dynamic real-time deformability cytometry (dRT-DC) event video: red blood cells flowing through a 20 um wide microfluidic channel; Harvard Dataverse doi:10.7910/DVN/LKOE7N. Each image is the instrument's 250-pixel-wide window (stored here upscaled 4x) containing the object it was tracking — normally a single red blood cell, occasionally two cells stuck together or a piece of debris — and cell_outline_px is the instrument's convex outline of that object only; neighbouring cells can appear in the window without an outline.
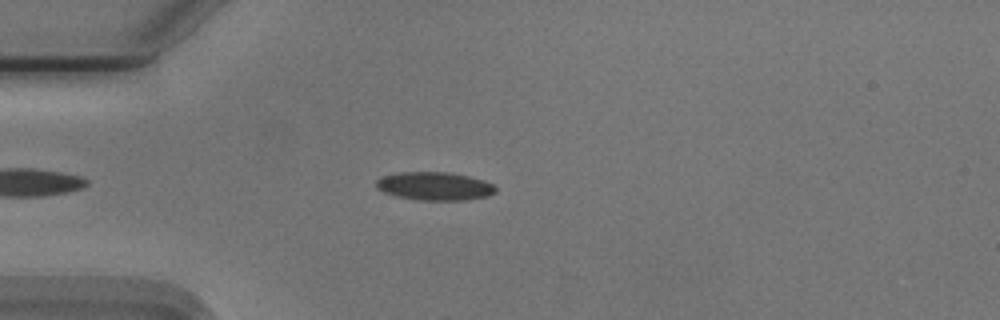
{"species": "Egyptian fruit bat (a non-hibernating species)", "species_latin": "Rousettus aegyptiacus", "temperature_condition": "cold", "stored_images_in_passage": 15, "camera_frame_rate_fps": 3000, "um_per_image_px": 0.085, "animal": {"sex": "male"}, "frame": {"image": 1, "passage_image": 7, "time_ms": 2.0, "image_size_px": [1000, 320], "cell_outline_px": [[496, 192], [488, 196], [464, 200], [416, 200], [396, 196], [384, 192], [376, 188], [376, 180], [384, 176], [400, 172], [448, 172], [468, 176], [484, 180], [492, 184], [496, 188]], "centroid_in_image_um": [36.94, 15.82], "position_along_channel_um": 48.1, "area_um2": 19.65}}
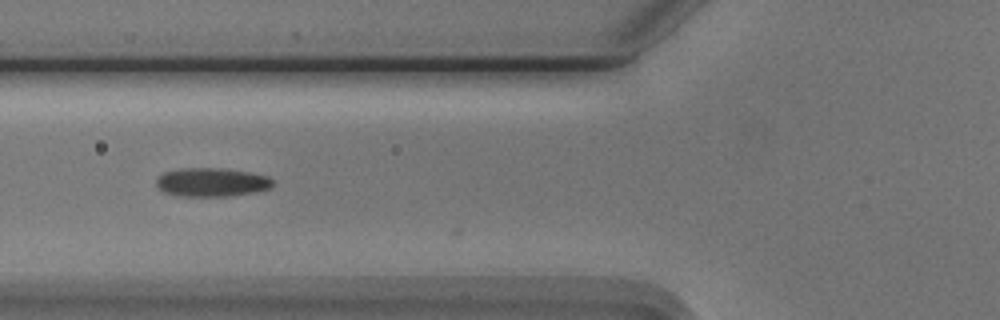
{"frame": {"image": 2, "passage_image": 13, "time_ms": 4.0, "image_size_px": [1000, 320], "cell_outline_px": [[272, 188], [256, 192], [228, 196], [176, 196], [164, 192], [156, 184], [156, 180], [164, 172], [180, 168], [224, 168], [252, 172], [268, 176], [272, 180]], "centroid_in_image_um": [18.02, 15.48], "position_along_channel_um": 107.8, "area_um2": 19.65}}